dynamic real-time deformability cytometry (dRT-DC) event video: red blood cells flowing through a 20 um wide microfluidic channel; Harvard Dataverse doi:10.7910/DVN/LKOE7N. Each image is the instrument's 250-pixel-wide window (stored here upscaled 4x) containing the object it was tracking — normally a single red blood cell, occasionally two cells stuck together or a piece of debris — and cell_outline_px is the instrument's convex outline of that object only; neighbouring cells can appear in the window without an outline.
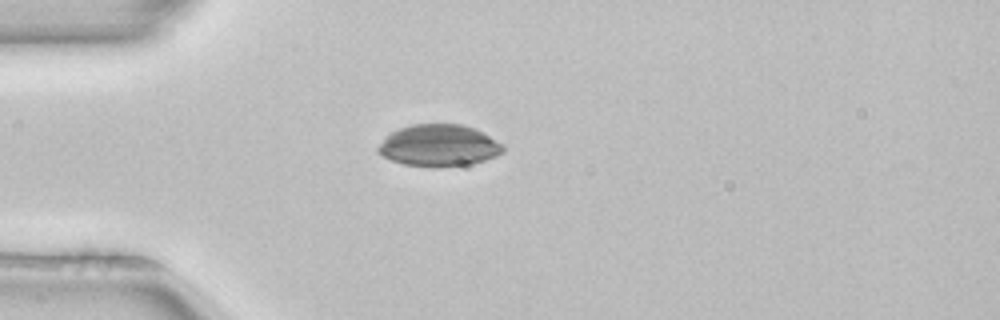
{"species": "common noctule bat (a hibernating species)", "species_latin": "Nyctalus noctula", "temperature_condition": "room temperature", "stored_images_in_passage": 1, "camera_frame_rate_fps": 3000, "um_per_image_px": 0.085, "animal": {"sex": "female", "body_mass_g": 22.7, "forearm_length_mm": 54.2}, "frame": {"image": 1, "passage_image": 1, "time_ms": 0.0, "image_size_px": [1000, 320], "cell_outline_px": [[504, 152], [496, 156], [472, 164], [404, 164], [392, 160], [384, 156], [376, 148], [384, 136], [400, 128], [412, 124], [460, 124], [476, 128], [484, 132], [504, 144]], "centroid_in_image_um": [37.35, 12.31], "position_along_channel_um": 47.7, "area_um2": 29.77}}